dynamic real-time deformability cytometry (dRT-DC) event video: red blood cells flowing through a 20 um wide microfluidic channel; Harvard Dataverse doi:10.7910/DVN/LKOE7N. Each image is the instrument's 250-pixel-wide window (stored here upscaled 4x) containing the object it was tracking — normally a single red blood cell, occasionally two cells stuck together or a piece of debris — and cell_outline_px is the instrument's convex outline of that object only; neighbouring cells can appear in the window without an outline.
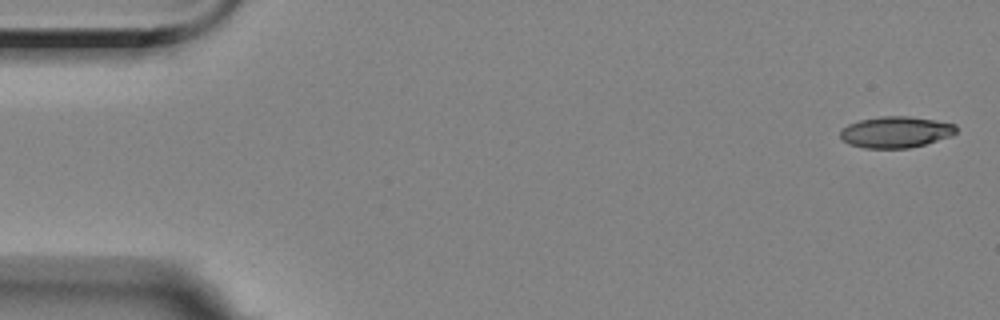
{"species": "Egyptian fruit bat (a non-hibernating species)", "species_latin": "Rousettus aegyptiacus", "temperature_condition": "room temperature", "stored_images_in_passage": 8, "camera_frame_rate_fps": 3000, "um_per_image_px": 0.085, "animal": {"sex": "female"}, "frame": {"image": 1, "passage_image": 1, "time_ms": 0.0, "image_size_px": [1000, 320], "cell_outline_px": [[956, 132], [952, 136], [924, 144], [908, 148], [864, 148], [848, 144], [840, 136], [840, 128], [848, 124], [860, 120], [880, 116], [908, 116], [936, 120], [956, 124]], "centroid_in_image_um": [76.13, 11.22], "position_along_channel_um": 8.9, "area_um2": 21.21}}
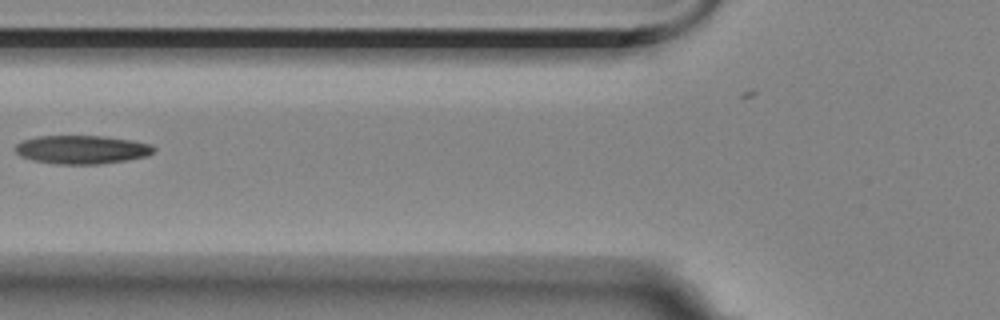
{"frame": {"image": 2, "passage_image": 6, "time_ms": 6.667, "image_size_px": [1000, 320], "cell_outline_px": [[156, 148], [148, 156], [124, 160], [96, 164], [56, 164], [32, 160], [20, 156], [16, 152], [16, 144], [24, 140], [36, 136], [104, 136], [132, 140], [152, 144]], "centroid_in_image_um": [6.96, 12.71], "position_along_channel_um": 118.8, "area_um2": 22.95}}
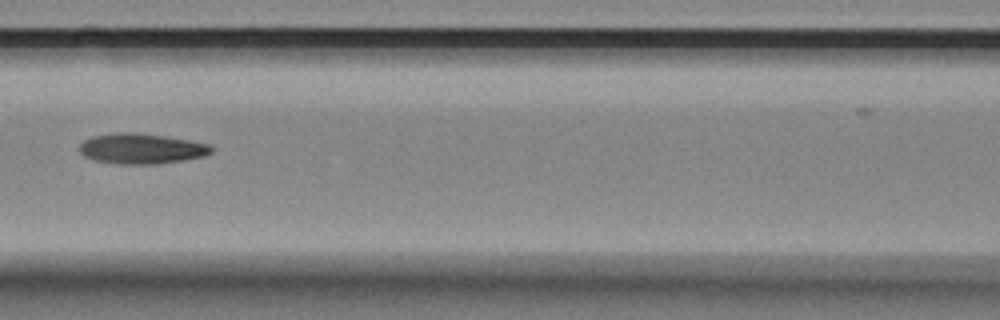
{"frame": {"image": 3, "passage_image": 7, "time_ms": 7.667, "image_size_px": [1000, 320], "cell_outline_px": [[212, 152], [204, 156], [184, 160], [156, 164], [120, 164], [92, 160], [84, 156], [80, 152], [80, 144], [84, 140], [92, 136], [116, 132], [136, 132], [164, 136], [188, 140], [208, 144], [212, 148]], "centroid_in_image_um": [11.99, 12.63], "position_along_channel_um": 154.6, "area_um2": 23.35}}